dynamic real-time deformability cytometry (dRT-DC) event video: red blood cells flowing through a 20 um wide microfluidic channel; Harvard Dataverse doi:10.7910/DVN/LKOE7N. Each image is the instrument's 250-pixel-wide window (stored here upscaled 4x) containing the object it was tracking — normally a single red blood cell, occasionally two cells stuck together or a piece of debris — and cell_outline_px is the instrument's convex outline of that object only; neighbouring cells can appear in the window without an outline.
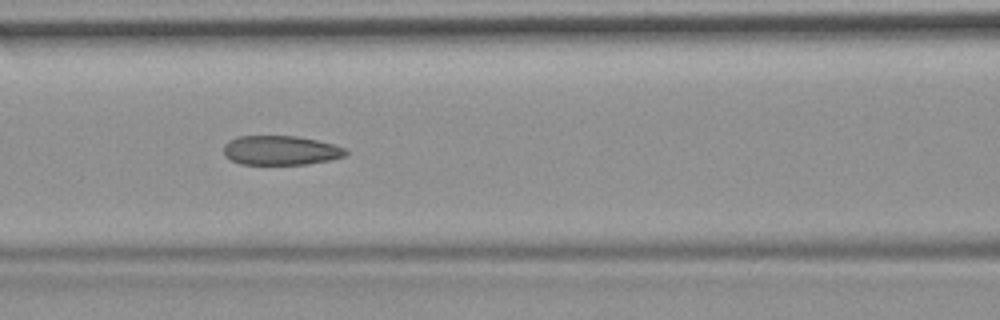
{"species": "common noctule bat (a hibernating species)", "species_latin": "Nyctalus noctula", "temperature_condition": "room temperature", "stored_images_in_passage": 29, "camera_frame_rate_fps": 3000, "um_per_image_px": 0.085, "animal": {"sex": "female", "body_mass_g": 19.9}, "frame": {"image": 1, "passage_image": 13, "time_ms": 4.0, "image_size_px": [1000, 320], "cell_outline_px": [[348, 152], [344, 156], [328, 160], [308, 164], [240, 164], [224, 156], [224, 144], [228, 140], [236, 136], [296, 136], [316, 140], [348, 148]], "centroid_in_image_um": [23.84, 12.77], "position_along_channel_um": 142.8, "area_um2": 20.92}}